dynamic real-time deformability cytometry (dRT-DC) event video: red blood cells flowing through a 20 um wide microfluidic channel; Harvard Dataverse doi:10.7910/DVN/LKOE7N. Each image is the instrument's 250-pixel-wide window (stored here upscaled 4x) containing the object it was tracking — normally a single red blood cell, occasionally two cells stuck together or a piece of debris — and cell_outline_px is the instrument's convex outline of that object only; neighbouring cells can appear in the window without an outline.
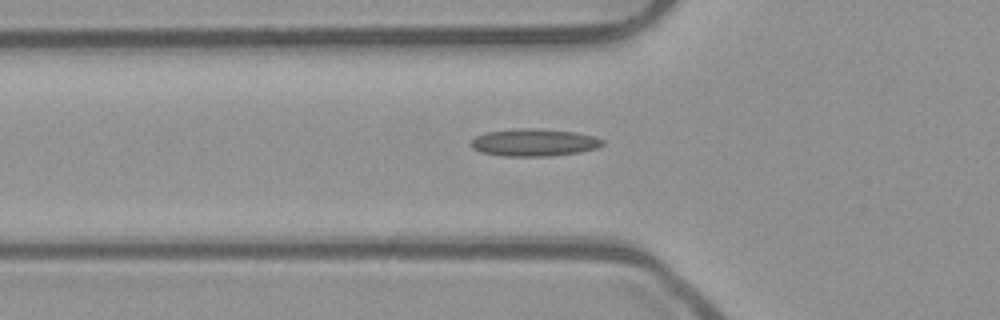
{"species": "common noctule bat (a hibernating species)", "species_latin": "Nyctalus noctula", "temperature_condition": "room temperature", "stored_images_in_passage": 41, "camera_frame_rate_fps": 3000, "um_per_image_px": 0.085, "animal": {"sex": "male", "body_mass_g": 23.1, "forearm_length_mm": 52.7}, "frame": {"image": 1, "passage_image": 11, "time_ms": 3.333, "image_size_px": [1000, 320], "cell_outline_px": [[604, 144], [596, 148], [580, 152], [548, 156], [500, 156], [480, 152], [472, 148], [468, 144], [476, 136], [488, 132], [516, 128], [536, 128], [576, 132], [592, 136], [604, 140]], "centroid_in_image_um": [45.36, 12.11], "position_along_channel_um": 80.4, "area_um2": 21.1}}
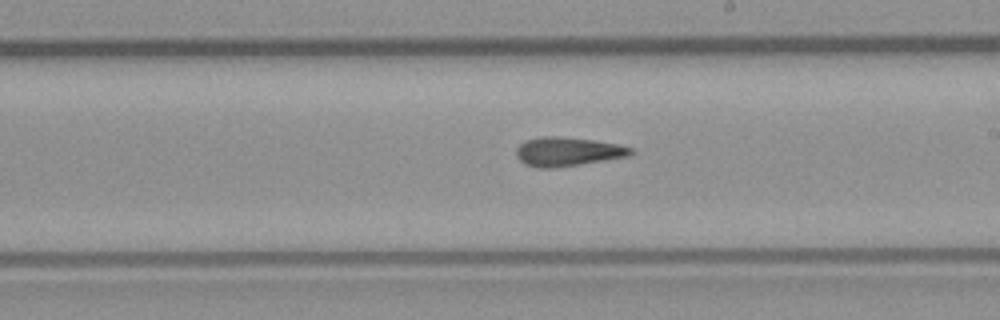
{"frame": {"image": 2, "passage_image": 23, "time_ms": 7.333, "image_size_px": [1000, 320], "cell_outline_px": [[636, 152], [628, 156], [580, 164], [552, 168], [536, 168], [524, 164], [516, 156], [516, 148], [524, 140], [540, 136], [556, 136], [592, 140], [616, 144], [632, 148]], "centroid_in_image_um": [48.2, 12.89], "position_along_channel_um": 240.8, "area_um2": 19.31}}
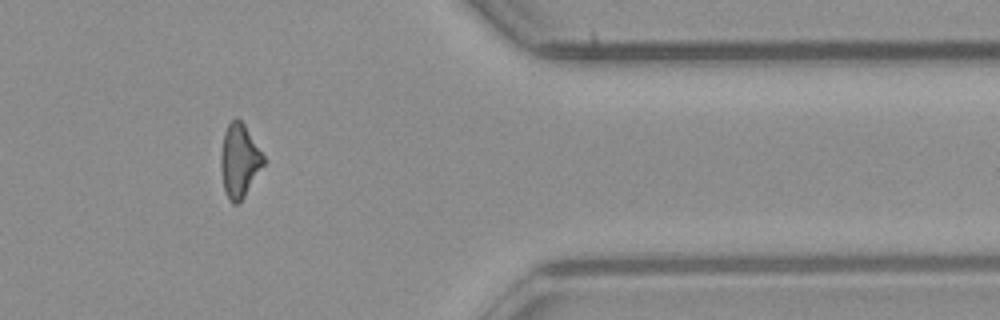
{"frame": {"image": 3, "passage_image": 36, "time_ms": 11.667, "image_size_px": [1000, 320], "cell_outline_px": [[264, 164], [244, 196], [236, 204], [232, 204], [224, 188], [220, 168], [220, 156], [224, 132], [228, 124], [236, 116], [244, 124], [264, 156]], "centroid_in_image_um": [20.33, 13.63], "position_along_channel_um": 391.1, "area_um2": 17.98}, "authors_computed_cell_mechanics": {"area_um2": 18.9006, "velocity_mm_per_s": 3.9757, "shape_relaxation_time_tau1_ms": null, "shape_relaxation_time_tau2_ms": 4.2199, "deformation_change_tau1": null, "deformation_change_tau2": 0.1554}}